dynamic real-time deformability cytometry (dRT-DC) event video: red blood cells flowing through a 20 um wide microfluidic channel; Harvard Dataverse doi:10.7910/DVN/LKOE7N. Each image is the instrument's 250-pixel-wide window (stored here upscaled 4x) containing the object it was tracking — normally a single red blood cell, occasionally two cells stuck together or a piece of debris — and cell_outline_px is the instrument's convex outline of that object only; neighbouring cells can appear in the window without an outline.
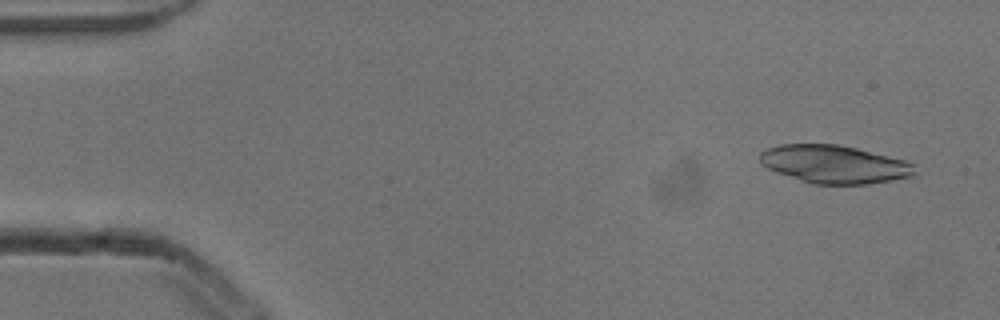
{"species": "common noctule bat (a hibernating species)", "species_latin": "Nyctalus noctula", "temperature_condition": "cold", "stored_images_in_passage": 3, "camera_frame_rate_fps": 3000, "um_per_image_px": 0.085, "animal": {"sex": "male", "body_mass_g": 13.3}, "frame": {"image": 1, "passage_image": 1, "time_ms": 0.0, "image_size_px": [1000, 320], "cell_outline_px": [[912, 176], [868, 184], [812, 184], [776, 172], [760, 164], [760, 152], [768, 148], [780, 144], [836, 144], [856, 148], [904, 160], [912, 164]], "centroid_in_image_um": [70.84, 13.96], "position_along_channel_um": 14.2, "area_um2": 33.93}}